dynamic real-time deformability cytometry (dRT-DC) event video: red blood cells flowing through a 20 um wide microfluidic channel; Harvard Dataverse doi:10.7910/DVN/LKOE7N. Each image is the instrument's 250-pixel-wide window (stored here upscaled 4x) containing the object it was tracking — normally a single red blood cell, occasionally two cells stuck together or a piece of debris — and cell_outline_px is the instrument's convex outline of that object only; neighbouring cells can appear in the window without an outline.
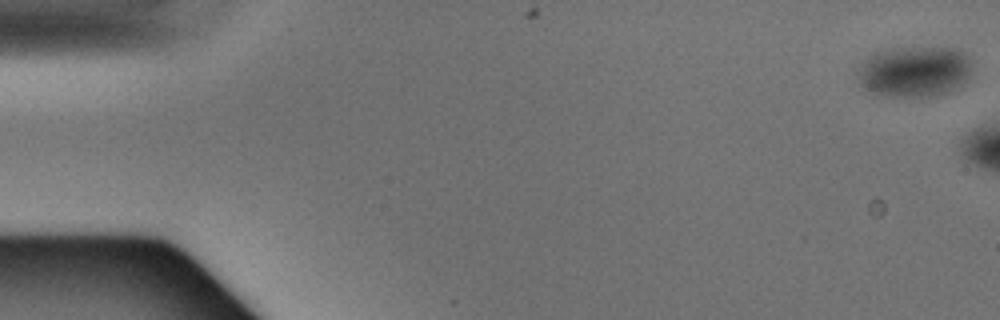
{"species": "Egyptian fruit bat (a non-hibernating species)", "species_latin": "Rousettus aegyptiacus", "temperature_condition": "warm", "stored_images_in_passage": 5, "camera_frame_rate_fps": 3000, "um_per_image_px": 0.085, "animal": {"sex": "male"}, "frame": {"image": 1, "passage_image": 1, "time_ms": 0.0, "image_size_px": [1000, 320], "cell_outline_px": [[968, 76], [960, 84], [936, 96], [876, 96], [868, 92], [860, 84], [856, 76], [856, 72], [864, 60], [876, 52], [892, 48], [952, 48], [964, 52], [968, 60]], "centroid_in_image_um": [77.6, 6.09], "position_along_channel_um": 7.4, "area_um2": 33.47}}